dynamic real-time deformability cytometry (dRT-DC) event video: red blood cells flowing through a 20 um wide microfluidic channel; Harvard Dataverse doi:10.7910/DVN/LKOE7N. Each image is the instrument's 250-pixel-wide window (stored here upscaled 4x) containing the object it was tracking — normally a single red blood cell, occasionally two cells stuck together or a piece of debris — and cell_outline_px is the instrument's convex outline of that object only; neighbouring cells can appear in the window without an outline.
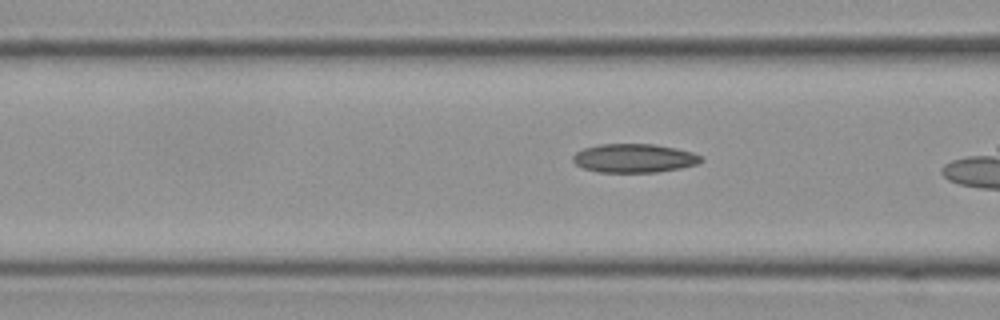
{"species": "Egyptian fruit bat (a non-hibernating species)", "species_latin": "Rousettus aegyptiacus", "temperature_condition": "cold", "stored_images_in_passage": 30, "camera_frame_rate_fps": 3000, "um_per_image_px": 0.085, "frame": {"image": 1, "passage_image": 7, "time_ms": 2.0, "image_size_px": [1000, 320], "cell_outline_px": [[704, 160], [696, 164], [680, 168], [656, 172], [596, 172], [584, 168], [576, 164], [572, 160], [572, 156], [576, 152], [584, 148], [600, 144], [652, 144], [676, 148], [692, 152], [700, 156]], "centroid_in_image_um": [53.88, 13.44], "position_along_channel_um": 112.7, "area_um2": 21.39}}
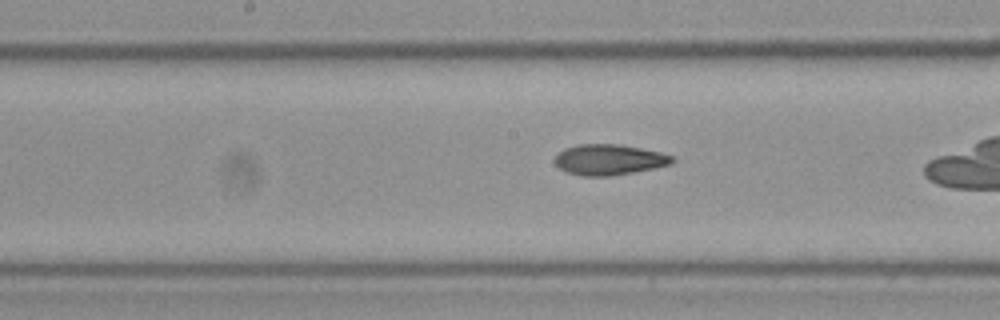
{"frame": {"image": 2, "passage_image": 14, "time_ms": 4.333, "image_size_px": [1000, 320], "cell_outline_px": [[676, 160], [672, 164], [632, 172], [608, 176], [584, 176], [568, 172], [560, 168], [552, 160], [564, 148], [576, 144], [620, 144], [660, 152], [672, 156]], "centroid_in_image_um": [51.76, 13.56], "position_along_channel_um": 196.4, "area_um2": 20.87}}
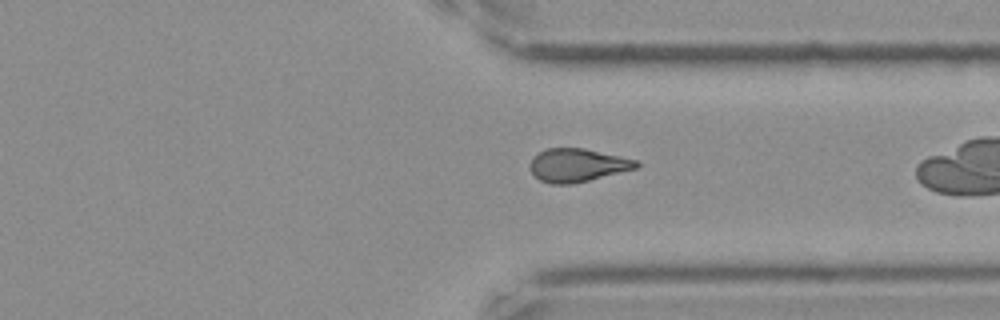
{"frame": {"image": 3, "passage_image": 28, "time_ms": 9.0, "image_size_px": [1000, 320], "cell_outline_px": [[640, 164], [636, 168], [572, 184], [552, 184], [540, 180], [532, 172], [532, 160], [540, 152], [548, 148], [584, 148], [640, 160]], "centroid_in_image_um": [49.14, 14.03], "position_along_channel_um": 362.3, "area_um2": 20.23}}